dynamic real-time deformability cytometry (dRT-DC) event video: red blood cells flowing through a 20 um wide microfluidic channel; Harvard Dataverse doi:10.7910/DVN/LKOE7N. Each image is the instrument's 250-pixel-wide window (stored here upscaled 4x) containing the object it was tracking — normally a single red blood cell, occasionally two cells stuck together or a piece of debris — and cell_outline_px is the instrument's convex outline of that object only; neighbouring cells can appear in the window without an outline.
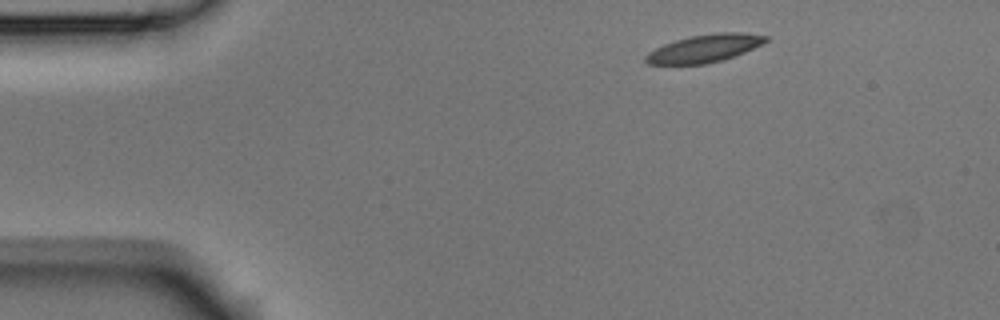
{"species": "Egyptian fruit bat (a non-hibernating species)", "species_latin": "Rousettus aegyptiacus", "temperature_condition": "room temperature", "stored_images_in_passage": 3, "camera_frame_rate_fps": 3000, "um_per_image_px": 0.085, "animal": {"sex": "male"}, "frame": {"image": 1, "passage_image": 1, "time_ms": 0.0, "image_size_px": [1000, 320], "cell_outline_px": [[768, 40], [744, 52], [720, 60], [704, 64], [648, 64], [644, 60], [644, 56], [648, 52], [664, 44], [676, 40], [692, 36], [720, 32], [740, 32], [768, 36]], "centroid_in_image_um": [59.84, 4.11], "position_along_channel_um": 25.2, "area_um2": 19.02}}